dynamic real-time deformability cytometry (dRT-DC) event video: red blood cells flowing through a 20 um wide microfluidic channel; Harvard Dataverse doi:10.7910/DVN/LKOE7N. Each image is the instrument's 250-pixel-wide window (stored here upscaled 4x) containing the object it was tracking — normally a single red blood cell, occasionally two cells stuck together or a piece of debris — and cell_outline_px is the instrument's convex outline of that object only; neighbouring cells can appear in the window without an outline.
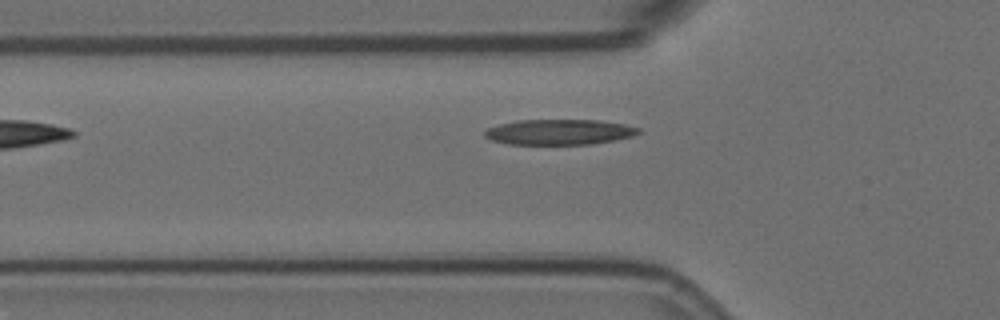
{"species": "Egyptian fruit bat (a non-hibernating species)", "species_latin": "Rousettus aegyptiacus", "temperature_condition": "room temperature", "stored_images_in_passage": 7, "camera_frame_rate_fps": 3000, "um_per_image_px": 0.085, "animal": {"sex": "female"}, "frame": {"image": 1, "passage_image": 7, "time_ms": 2.0, "image_size_px": [1000, 320], "cell_outline_px": [[640, 132], [632, 136], [616, 140], [592, 144], [508, 144], [492, 140], [484, 136], [484, 132], [488, 128], [500, 124], [520, 120], [600, 120], [624, 124], [640, 128]], "centroid_in_image_um": [47.56, 11.22], "position_along_channel_um": 78.2, "area_um2": 22.72}}